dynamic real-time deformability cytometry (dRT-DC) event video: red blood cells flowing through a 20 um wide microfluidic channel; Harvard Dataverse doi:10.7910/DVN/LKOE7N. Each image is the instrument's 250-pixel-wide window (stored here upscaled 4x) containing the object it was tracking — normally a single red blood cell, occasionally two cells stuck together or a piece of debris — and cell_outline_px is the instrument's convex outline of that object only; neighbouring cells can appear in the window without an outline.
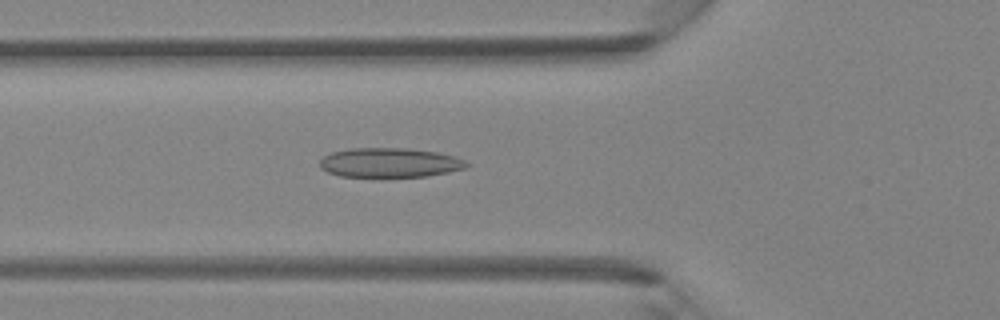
{"species": "Egyptian fruit bat (a non-hibernating species)", "species_latin": "Rousettus aegyptiacus", "temperature_condition": "room temperature", "stored_images_in_passage": 38, "camera_frame_rate_fps": 3000, "um_per_image_px": 0.085, "animal": {"sex": "female"}, "frame": {"image": 1, "passage_image": 10, "time_ms": 3.0, "image_size_px": [1000, 320], "cell_outline_px": [[472, 164], [464, 168], [448, 172], [428, 176], [340, 176], [328, 172], [320, 168], [320, 160], [324, 156], [332, 152], [352, 148], [404, 148], [436, 152], [456, 156]], "centroid_in_image_um": [33.14, 13.82], "position_along_channel_um": 92.7, "area_um2": 25.03}}
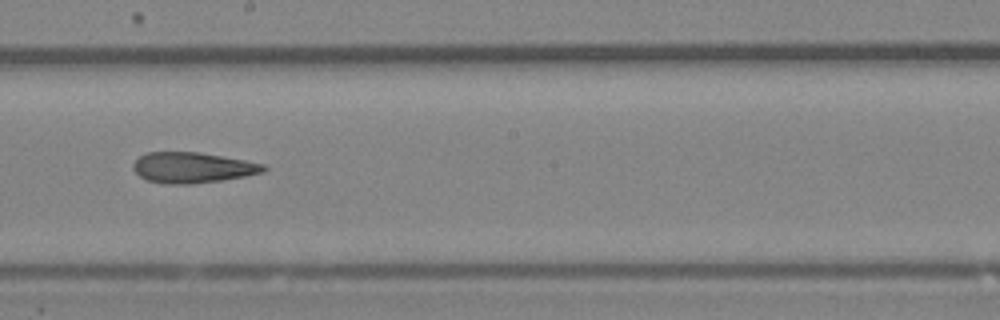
{"frame": {"image": 2, "passage_image": 19, "time_ms": 6.0, "image_size_px": [1000, 320], "cell_outline_px": [[268, 168], [264, 172], [224, 180], [192, 184], [164, 184], [148, 180], [140, 176], [132, 168], [132, 164], [140, 156], [148, 152], [200, 152], [224, 156], [264, 164]], "centroid_in_image_um": [16.37, 14.25], "position_along_channel_um": 231.8, "area_um2": 23.35}}
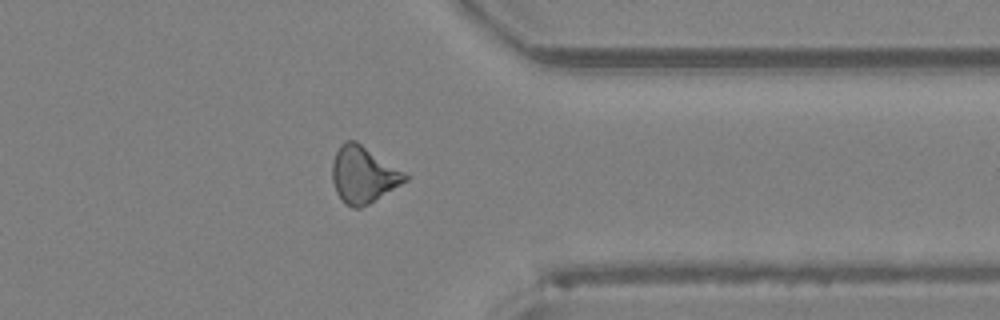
{"frame": {"image": 3, "passage_image": 29, "time_ms": 9.333, "image_size_px": [1000, 320], "cell_outline_px": [[412, 176], [408, 180], [368, 204], [360, 208], [352, 208], [344, 204], [336, 192], [332, 180], [332, 160], [340, 144], [344, 140], [356, 140]], "centroid_in_image_um": [30.88, 14.83], "position_along_channel_um": 380.5, "area_um2": 24.33}}